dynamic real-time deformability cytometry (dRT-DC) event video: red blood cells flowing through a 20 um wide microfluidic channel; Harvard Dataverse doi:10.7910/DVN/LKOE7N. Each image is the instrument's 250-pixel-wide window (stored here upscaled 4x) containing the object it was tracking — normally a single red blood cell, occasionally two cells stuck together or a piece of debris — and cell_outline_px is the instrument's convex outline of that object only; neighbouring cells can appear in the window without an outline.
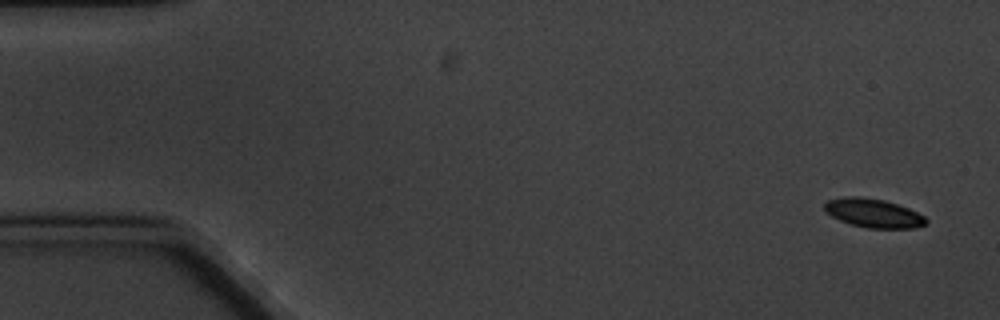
{"species": "common noctule bat (a hibernating species)", "species_latin": "Nyctalus noctula", "temperature_condition": "cold", "stored_images_in_passage": 9, "camera_frame_rate_fps": 3000, "um_per_image_px": 0.085, "animal": {"sex": "male", "body_mass_g": 20.1, "forearm_length_mm": 53.5}, "frame": {"image": 1, "passage_image": 1, "time_ms": 0.0, "image_size_px": [1000, 320], "cell_outline_px": [[928, 224], [912, 228], [868, 228], [852, 224], [840, 220], [824, 212], [824, 204], [828, 200], [844, 196], [860, 196], [884, 200], [908, 208], [924, 216], [928, 220]], "centroid_in_image_um": [74.22, 18.11], "position_along_channel_um": 10.8, "area_um2": 17.05}}